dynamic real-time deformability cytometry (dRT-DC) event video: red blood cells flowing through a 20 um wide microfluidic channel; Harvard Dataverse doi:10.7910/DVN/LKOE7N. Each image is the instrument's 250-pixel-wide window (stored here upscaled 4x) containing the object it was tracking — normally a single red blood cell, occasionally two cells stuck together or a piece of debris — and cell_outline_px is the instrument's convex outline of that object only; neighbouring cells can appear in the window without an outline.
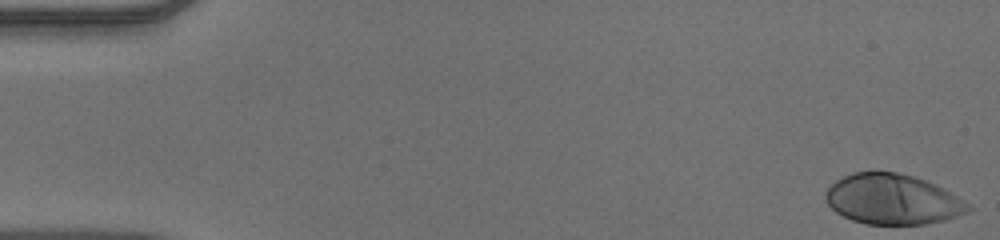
{"species": "human", "species_latin": "Homo sapiens", "temperature_condition": "warm", "stored_images_in_passage": 52, "camera_frame_rate_fps": 3000, "um_per_image_px": 0.085, "donor": {"sex": "male"}, "frame": {"image": 1, "passage_image": 1, "time_ms": 0.0, "image_size_px": [1000, 240], "cell_outline_px": [[976, 208], [968, 212], [944, 220], [924, 224], [864, 224], [852, 220], [836, 212], [824, 200], [824, 192], [836, 180], [852, 172], [896, 172], [912, 176], [936, 184], [944, 188], [972, 204]], "centroid_in_image_um": [75.9, 16.94], "position_along_channel_um": 9.1, "area_um2": 42.02}}
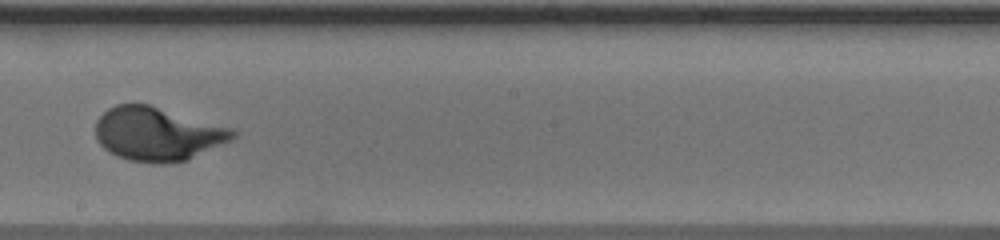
{"frame": {"image": 2, "passage_image": 30, "time_ms": 9.667, "image_size_px": [1000, 240], "cell_outline_px": [[240, 132], [232, 140], [188, 160], [172, 164], [160, 164], [128, 160], [116, 156], [108, 152], [96, 140], [96, 120], [108, 108], [116, 104], [148, 104], [236, 128]], "centroid_in_image_um": [13.44, 11.39], "position_along_channel_um": 234.8, "area_um2": 43.64}}
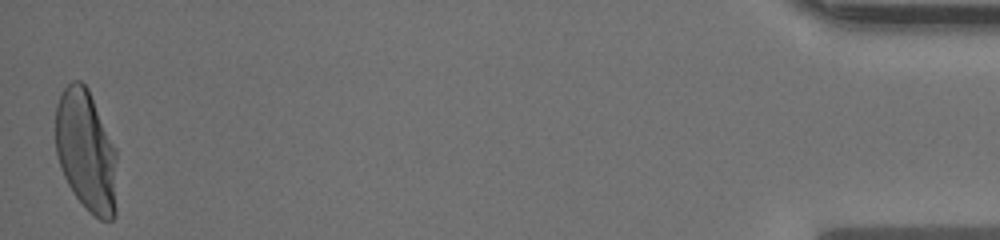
{"frame": {"image": 3, "passage_image": 52, "time_ms": 17.0, "image_size_px": [1000, 240], "cell_outline_px": [[116, 216], [112, 220], [100, 220], [88, 212], [76, 196], [68, 184], [60, 168], [56, 152], [56, 104], [64, 88], [72, 80], [80, 80], [88, 88], [116, 148]], "centroid_in_image_um": [7.33, 12.85], "position_along_channel_um": 427.9, "area_um2": 43.81}, "authors_computed_cell_mechanics": {"area_um2": 41.616, "velocity_mm_per_s": 3.8768, "shape_relaxation_time_tau1_ms": 3.5973, "shape_relaxation_time_tau2_ms": null, "deformation_change_tau1": 0.2345, "deformation_change_tau2": null}}